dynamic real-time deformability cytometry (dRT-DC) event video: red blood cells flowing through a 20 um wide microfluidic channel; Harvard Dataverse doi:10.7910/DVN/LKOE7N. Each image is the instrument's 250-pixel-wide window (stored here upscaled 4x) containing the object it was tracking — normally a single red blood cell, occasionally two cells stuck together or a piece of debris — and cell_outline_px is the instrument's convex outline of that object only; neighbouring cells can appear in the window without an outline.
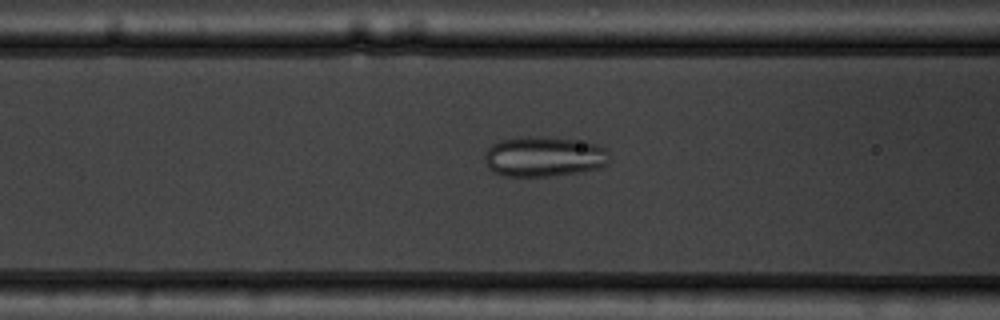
{"species": "common noctule bat (a hibernating species)", "species_latin": "Nyctalus noctula", "temperature_condition": "warm", "stored_images_in_passage": 42, "camera_frame_rate_fps": 3000, "um_per_image_px": 0.085, "animal": {"sex": "male", "body_mass_g": 19.5, "forearm_length_mm": 54.6}, "frame": {"image": 1, "passage_image": 10, "time_ms": 3.0, "image_size_px": [1000, 320], "cell_outline_px": [[608, 164], [600, 168], [580, 172], [552, 176], [504, 176], [488, 168], [484, 160], [484, 152], [492, 144], [500, 140], [572, 140], [596, 144], [604, 148], [608, 152]], "centroid_in_image_um": [46.24, 13.38], "position_along_channel_um": 120.4, "area_um2": 28.03}}
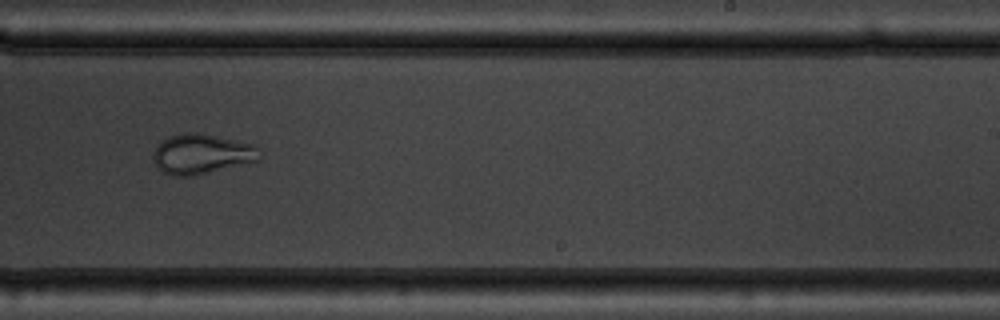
{"frame": {"image": 2, "passage_image": 22, "time_ms": 7.0, "image_size_px": [1000, 320], "cell_outline_px": [[260, 160], [192, 176], [172, 176], [164, 172], [156, 164], [156, 148], [168, 136], [184, 132], [200, 132], [252, 144], [256, 148]], "centroid_in_image_um": [17.15, 13.08], "position_along_channel_um": 271.8, "area_um2": 24.16}}
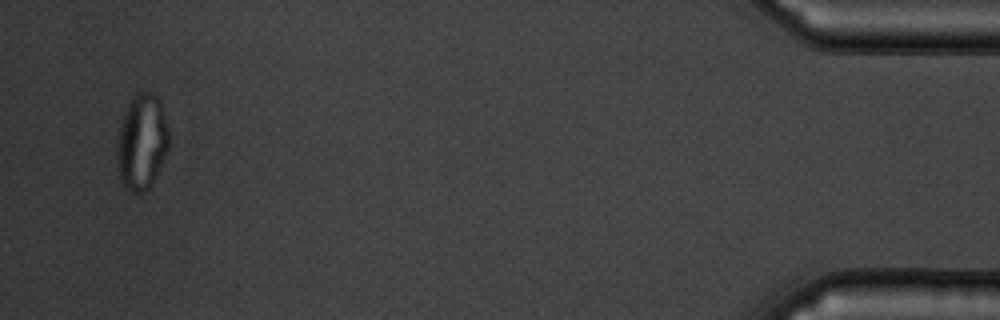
{"frame": {"image": 3, "passage_image": 40, "time_ms": 13.0, "image_size_px": [1000, 320], "cell_outline_px": [[168, 148], [148, 188], [144, 192], [132, 192], [124, 188], [120, 180], [116, 156], [116, 144], [124, 112], [128, 100], [136, 92], [152, 92], [160, 100], [168, 128]], "centroid_in_image_um": [12.02, 12.02], "position_along_channel_um": 423.2, "area_um2": 28.78}, "authors_computed_cell_mechanics": {"area_um2": 27.6573, "velocity_mm_per_s": 3.7872, "shape_relaxation_time_tau1_ms": 6.4234, "shape_relaxation_time_tau2_ms": 1.1825, "deformation_change_tau1": 0.1242, "deformation_change_tau2": 0.0615}}